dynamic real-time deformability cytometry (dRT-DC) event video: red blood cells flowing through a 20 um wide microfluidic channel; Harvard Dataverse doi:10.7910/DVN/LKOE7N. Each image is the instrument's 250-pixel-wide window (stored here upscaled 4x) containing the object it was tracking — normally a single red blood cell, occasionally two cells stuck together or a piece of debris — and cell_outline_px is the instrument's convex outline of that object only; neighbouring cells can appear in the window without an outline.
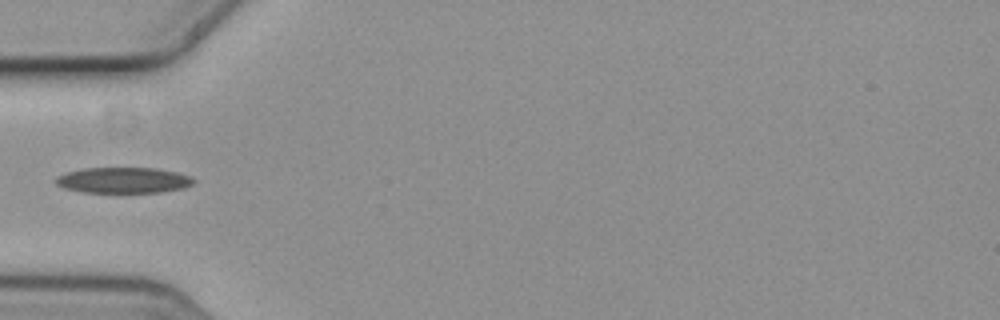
{"species": "common noctule bat (a hibernating species)", "species_latin": "Nyctalus noctula", "temperature_condition": "cold", "stored_images_in_passage": 6, "camera_frame_rate_fps": 3000, "um_per_image_px": 0.085, "animal": {"sex": "female", "body_mass_g": 19.3, "forearm_length_mm": 54.1}, "frame": {"image": 1, "passage_image": 6, "time_ms": 1.667, "image_size_px": [1000, 320], "cell_outline_px": [[196, 180], [192, 184], [184, 188], [160, 192], [84, 192], [64, 188], [56, 184], [56, 176], [64, 172], [84, 168], [156, 168], [176, 172], [192, 176]], "centroid_in_image_um": [10.49, 15.31], "position_along_channel_um": 74.5, "area_um2": 20.75}}